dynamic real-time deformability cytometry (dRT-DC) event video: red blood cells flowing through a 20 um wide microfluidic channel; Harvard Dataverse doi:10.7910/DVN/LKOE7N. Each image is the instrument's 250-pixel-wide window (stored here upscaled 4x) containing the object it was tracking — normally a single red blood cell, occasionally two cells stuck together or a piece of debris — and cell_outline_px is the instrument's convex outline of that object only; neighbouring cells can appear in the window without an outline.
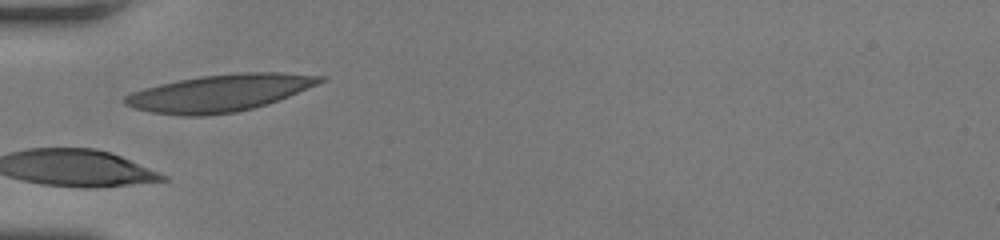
{"species": "human", "species_latin": "Homo sapiens", "temperature_condition": "room temperature", "stored_images_in_passage": 27, "camera_frame_rate_fps": 3000, "um_per_image_px": 0.085, "donor": {"sex": "female"}, "frame": {"image": 1, "passage_image": 1, "time_ms": 0.0, "image_size_px": [1000, 240], "cell_outline_px": [[328, 80], [268, 104], [236, 112], [208, 116], [180, 116], [152, 112], [136, 108], [124, 104], [124, 96], [132, 92], [144, 88], [160, 84], [180, 80], [204, 76], [240, 72], [280, 72], [328, 76]], "centroid_in_image_um": [18.72, 7.9], "position_along_channel_um": 66.3, "area_um2": 42.08}, "authors_computed_cell_mechanics": {"area_um2": 34.1598, "velocity_mm_per_s": 3.9355, "shape_relaxation_time_tau1_ms": 1.4123, "shape_relaxation_time_tau2_ms": null, "deformation_change_tau1": 0.097, "deformation_change_tau2": null}}